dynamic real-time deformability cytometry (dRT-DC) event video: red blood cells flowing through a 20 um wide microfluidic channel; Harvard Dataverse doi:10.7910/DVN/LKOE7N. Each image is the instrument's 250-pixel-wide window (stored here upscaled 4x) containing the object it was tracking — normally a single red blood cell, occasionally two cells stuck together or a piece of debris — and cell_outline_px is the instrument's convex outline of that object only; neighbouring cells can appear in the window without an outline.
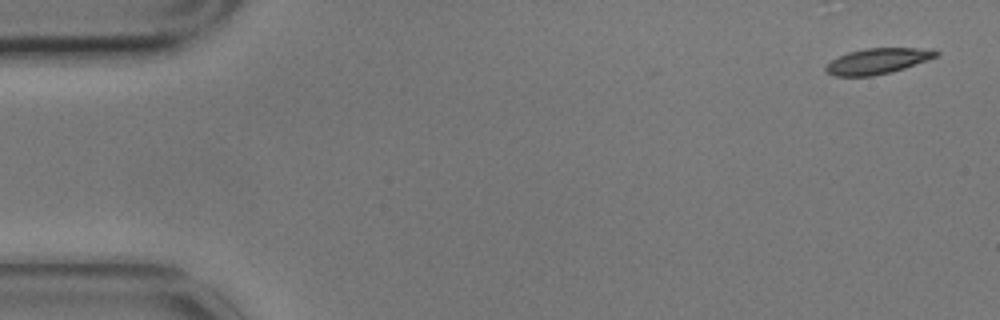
{"species": "common noctule bat (a hibernating species)", "species_latin": "Nyctalus noctula", "temperature_condition": "cold", "stored_images_in_passage": 4, "camera_frame_rate_fps": 3000, "um_per_image_px": 0.085, "animal": {"sex": "male", "body_mass_g": 17.9}, "frame": {"image": 1, "passage_image": 1, "time_ms": 0.0, "image_size_px": [1000, 320], "cell_outline_px": [[940, 56], [892, 72], [872, 76], [836, 76], [828, 72], [824, 68], [832, 60], [848, 52], [864, 48], [932, 48], [940, 52]], "centroid_in_image_um": [74.67, 5.18], "position_along_channel_um": 10.3, "area_um2": 16.53}}